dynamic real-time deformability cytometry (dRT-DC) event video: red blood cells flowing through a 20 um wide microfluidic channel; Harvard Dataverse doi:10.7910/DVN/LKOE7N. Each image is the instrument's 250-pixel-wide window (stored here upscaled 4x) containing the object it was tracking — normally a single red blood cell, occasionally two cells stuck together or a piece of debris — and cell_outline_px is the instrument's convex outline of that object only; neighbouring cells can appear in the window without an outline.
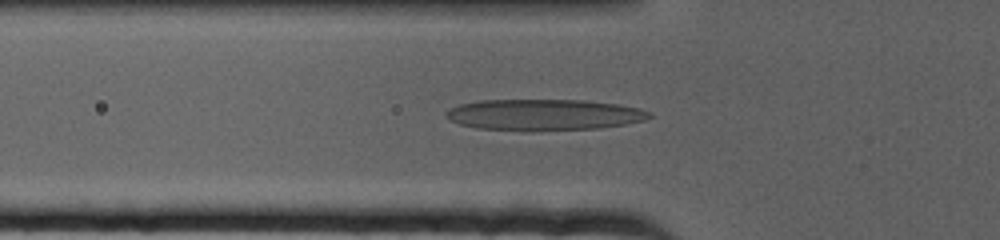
{"species": "human", "species_latin": "Homo sapiens", "temperature_condition": "cold", "stored_images_in_passage": 56, "camera_frame_rate_fps": 3000, "um_per_image_px": 0.085, "donor": {"sex": "female"}, "frame": {"image": 1, "passage_image": 14, "time_ms": 4.333, "image_size_px": [1000, 240], "cell_outline_px": [[652, 116], [644, 120], [628, 124], [600, 128], [476, 128], [460, 124], [448, 120], [444, 116], [444, 112], [448, 108], [460, 104], [480, 100], [584, 100], [616, 104], [640, 108], [652, 112]], "centroid_in_image_um": [46.24, 9.71], "position_along_channel_um": 79.6, "area_um2": 35.89}}
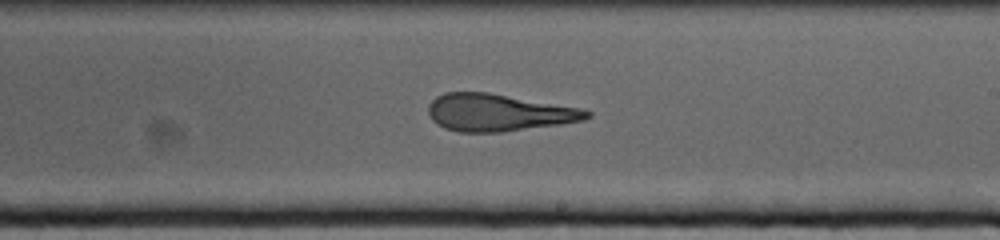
{"frame": {"image": 2, "passage_image": 32, "time_ms": 10.333, "image_size_px": [1000, 240], "cell_outline_px": [[592, 116], [584, 120], [560, 124], [504, 132], [460, 132], [444, 128], [432, 120], [428, 112], [428, 104], [436, 96], [444, 92], [488, 92], [580, 108], [592, 112]], "centroid_in_image_um": [42.35, 9.57], "position_along_channel_um": 246.7, "area_um2": 34.39}}
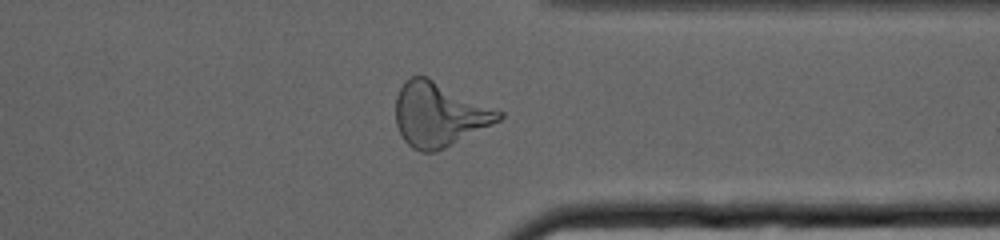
{"frame": {"image": 3, "passage_image": 46, "time_ms": 15.0, "image_size_px": [1000, 240], "cell_outline_px": [[504, 116], [500, 120], [436, 152], [420, 152], [412, 148], [404, 140], [396, 124], [396, 96], [404, 80], [412, 76], [424, 76], [504, 112]], "centroid_in_image_um": [37.3, 9.74], "position_along_channel_um": 374.1, "area_um2": 37.97}}